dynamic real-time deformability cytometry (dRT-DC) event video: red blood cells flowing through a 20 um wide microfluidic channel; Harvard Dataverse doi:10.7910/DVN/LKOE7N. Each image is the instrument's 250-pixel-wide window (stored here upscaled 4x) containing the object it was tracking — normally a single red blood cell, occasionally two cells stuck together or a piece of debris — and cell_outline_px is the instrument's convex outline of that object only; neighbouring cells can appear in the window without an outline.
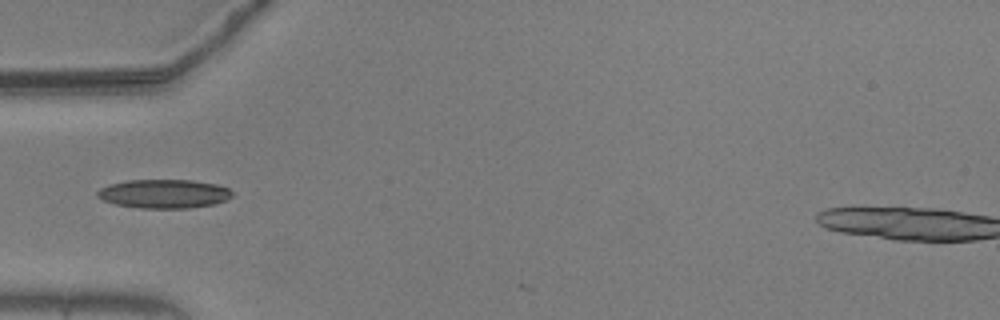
{"species": "common noctule bat (a hibernating species)", "species_latin": "Nyctalus noctula", "temperature_condition": "warm", "stored_images_in_passage": 2, "camera_frame_rate_fps": 3000, "um_per_image_px": 0.085, "animal": {"sex": "male", "body_mass_g": 20.5, "forearm_length_mm": 52.5}, "frame": {"image": 1, "passage_image": 1, "time_ms": 0.0, "image_size_px": [1000, 320], "cell_outline_px": [[232, 196], [216, 204], [188, 208], [140, 208], [116, 204], [104, 200], [96, 196], [96, 192], [100, 188], [108, 184], [128, 180], [192, 180], [216, 184], [228, 188], [232, 192]], "centroid_in_image_um": [13.92, 16.47], "position_along_channel_um": 71.1, "area_um2": 22.66}}